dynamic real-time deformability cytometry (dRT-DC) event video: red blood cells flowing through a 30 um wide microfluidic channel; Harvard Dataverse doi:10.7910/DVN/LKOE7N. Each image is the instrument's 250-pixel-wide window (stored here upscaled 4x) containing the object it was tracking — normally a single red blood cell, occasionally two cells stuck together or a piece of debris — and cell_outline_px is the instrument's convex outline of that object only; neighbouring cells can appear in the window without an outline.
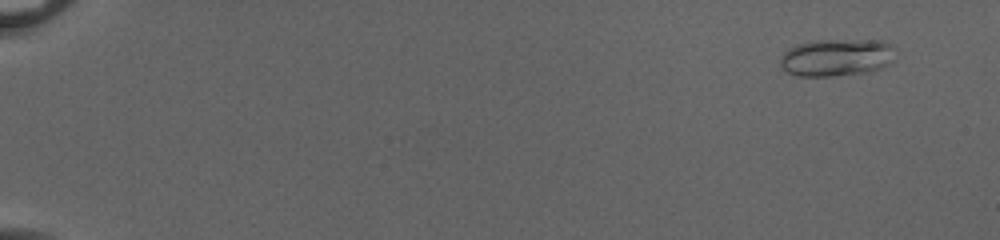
{"species": "common noctule bat (a hibernating species)", "species_latin": "Nyctalus noctula", "temperature_condition": "cold", "stored_images_in_passage": 54, "camera_frame_rate_fps": 3000, "um_per_image_px": 0.085, "animal": {"sex": "female", "body_mass_g": 20.0, "forearm_length_mm": 54.0}, "frame": {"image": 1, "passage_image": 5, "time_ms": 1.333, "image_size_px": [1000, 240], "cell_outline_px": [[896, 60], [880, 68], [868, 72], [832, 76], [796, 76], [780, 68], [780, 56], [788, 48], [796, 44], [812, 40], [880, 40], [892, 44], [896, 48]], "centroid_in_image_um": [71.13, 4.87], "position_along_channel_um": 13.9, "area_um2": 25.66}}
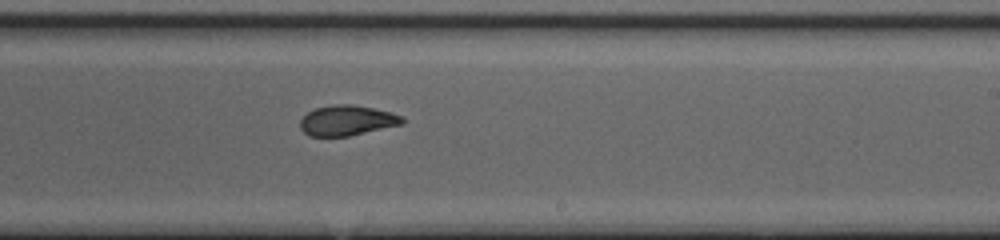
{"frame": {"image": 2, "passage_image": 36, "time_ms": 11.667, "image_size_px": [1000, 240], "cell_outline_px": [[404, 124], [348, 136], [308, 136], [300, 128], [300, 120], [308, 112], [316, 108], [332, 104], [352, 104], [392, 112], [400, 116], [404, 120]], "centroid_in_image_um": [29.49, 10.24], "position_along_channel_um": 259.5, "area_um2": 17.98}}
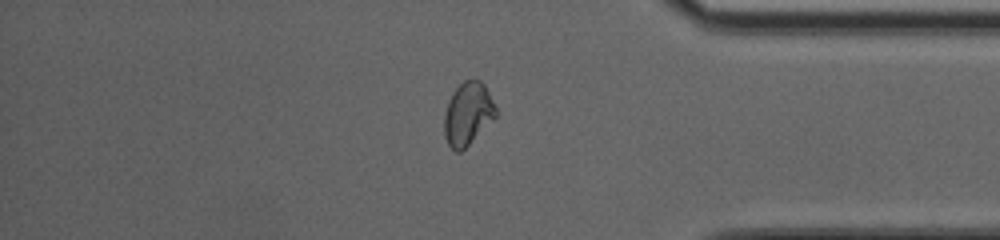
{"frame": {"image": 3, "passage_image": 47, "time_ms": 15.333, "image_size_px": [1000, 240], "cell_outline_px": [[496, 116], [460, 152], [456, 152], [448, 144], [444, 136], [444, 116], [448, 100], [452, 92], [464, 80], [480, 80], [484, 84], [496, 108]], "centroid_in_image_um": [39.73, 9.66], "position_along_channel_um": 395.5, "area_um2": 18.55}, "authors_computed_cell_mechanics": {"area_um2": 19.1896, "velocity_mm_per_s": 4.0684, "shape_relaxation_time_tau1_ms": null, "shape_relaxation_time_tau2_ms": 1.0471, "deformation_change_tau1": null, "deformation_change_tau2": 0.0524}}